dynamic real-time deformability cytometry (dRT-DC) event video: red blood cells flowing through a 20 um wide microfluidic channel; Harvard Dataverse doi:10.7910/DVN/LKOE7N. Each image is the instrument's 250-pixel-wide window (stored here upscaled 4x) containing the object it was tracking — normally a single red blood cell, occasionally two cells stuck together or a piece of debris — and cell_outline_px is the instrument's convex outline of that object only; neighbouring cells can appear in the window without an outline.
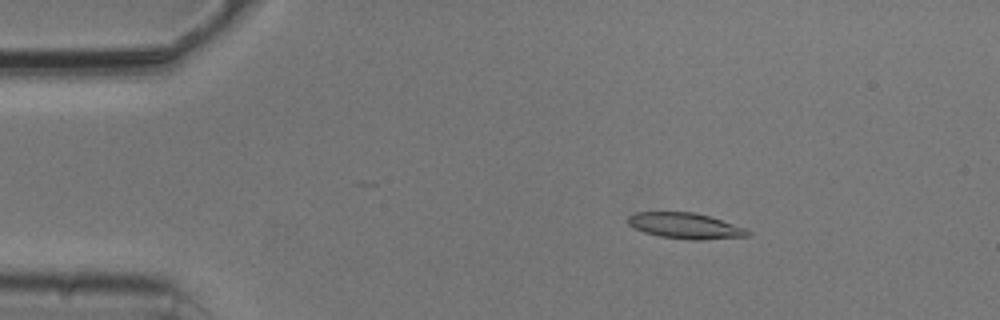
{"species": "common noctule bat (a hibernating species)", "species_latin": "Nyctalus noctula", "temperature_condition": "cold", "stored_images_in_passage": 53, "camera_frame_rate_fps": 3000, "um_per_image_px": 0.085, "animal": {"sex": "male", "body_mass_g": 20.5, "forearm_length_mm": 52.5}, "frame": {"image": 1, "passage_image": 9, "time_ms": 2.667, "image_size_px": [1000, 320], "cell_outline_px": [[752, 232], [748, 236], [700, 240], [692, 240], [660, 236], [644, 232], [628, 224], [628, 216], [636, 212], [692, 212], [708, 216], [744, 228]], "centroid_in_image_um": [58.23, 19.19], "position_along_channel_um": 26.8, "area_um2": 17.69}}
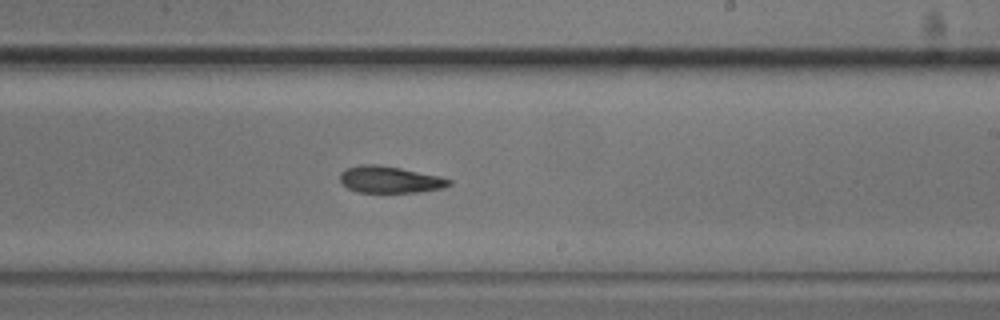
{"frame": {"image": 2, "passage_image": 32, "time_ms": 10.333, "image_size_px": [1000, 320], "cell_outline_px": [[452, 184], [444, 188], [416, 192], [356, 192], [348, 188], [340, 180], [340, 172], [344, 168], [360, 164], [376, 164], [400, 168], [440, 176], [452, 180]], "centroid_in_image_um": [33.13, 15.26], "position_along_channel_um": 255.9, "area_um2": 17.05}}
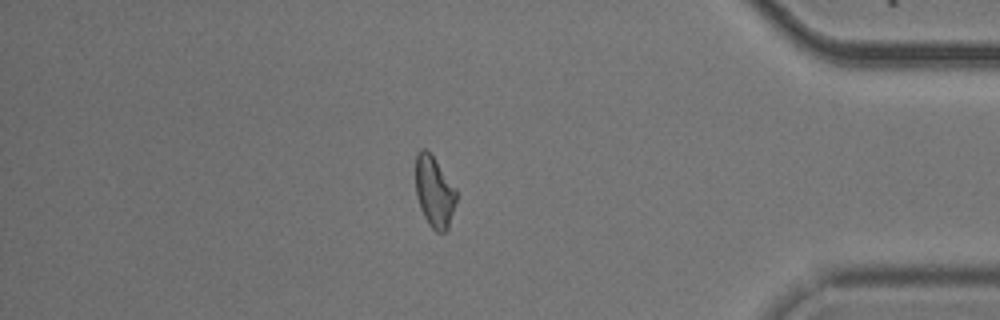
{"frame": {"image": 3, "passage_image": 46, "time_ms": 15.0, "image_size_px": [1000, 320], "cell_outline_px": [[456, 200], [448, 232], [436, 232], [428, 224], [420, 208], [416, 196], [416, 152], [420, 148], [424, 148], [432, 156], [456, 188]], "centroid_in_image_um": [36.91, 16.34], "position_along_channel_um": 398.3, "area_um2": 16.88}, "authors_computed_cell_mechanics": {"area_um2": 17.5712, "velocity_mm_per_s": 3.7726, "shape_relaxation_time_tau1_ms": 4.8731, "shape_relaxation_time_tau2_ms": 4.3603, "deformation_change_tau1": 0.1317, "deformation_change_tau2": 0.1169}}